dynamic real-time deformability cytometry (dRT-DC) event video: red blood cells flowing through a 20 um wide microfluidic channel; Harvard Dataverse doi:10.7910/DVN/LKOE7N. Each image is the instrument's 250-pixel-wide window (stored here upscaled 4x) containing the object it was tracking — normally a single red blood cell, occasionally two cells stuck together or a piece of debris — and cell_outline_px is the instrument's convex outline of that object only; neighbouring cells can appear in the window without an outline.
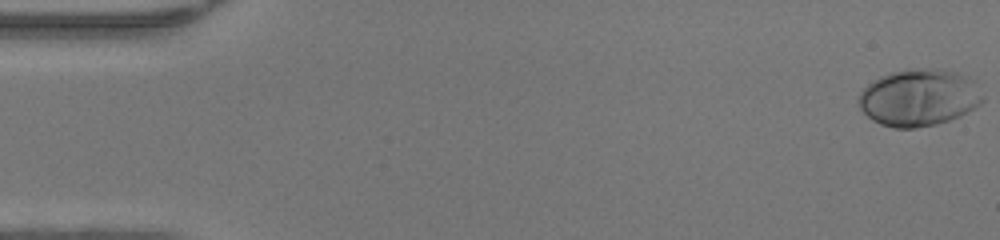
{"species": "human", "species_latin": "Homo sapiens", "temperature_condition": "warm", "stored_images_in_passage": 49, "camera_frame_rate_fps": 3000, "um_per_image_px": 0.085, "donor": {"sex": "female"}, "frame": {"image": 1, "passage_image": 1, "time_ms": 0.0, "image_size_px": [1000, 240], "cell_outline_px": [[984, 100], [980, 104], [960, 116], [936, 124], [916, 128], [896, 128], [880, 124], [872, 120], [860, 108], [856, 100], [860, 92], [872, 80], [880, 76], [892, 72], [920, 68], [940, 68], [956, 72], [976, 80], [984, 96]], "centroid_in_image_um": [78.13, 8.28], "position_along_channel_um": 6.9, "area_um2": 41.56}}
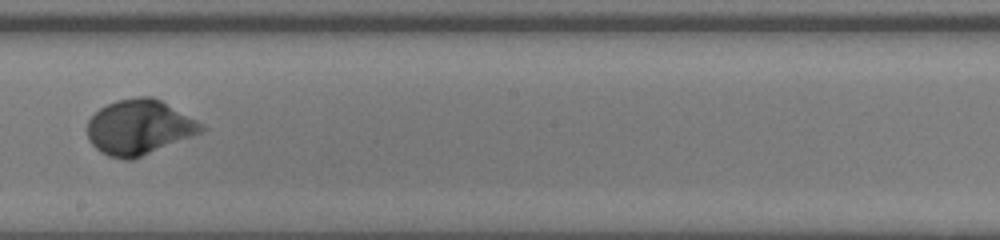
{"frame": {"image": 2, "passage_image": 28, "time_ms": 9.0, "image_size_px": [1000, 240], "cell_outline_px": [[208, 128], [204, 132], [132, 160], [124, 160], [108, 156], [100, 152], [88, 140], [88, 120], [100, 108], [116, 100], [136, 96], [152, 96], [160, 100], [204, 124]], "centroid_in_image_um": [11.85, 10.82], "position_along_channel_um": 236.3, "area_um2": 36.7}}
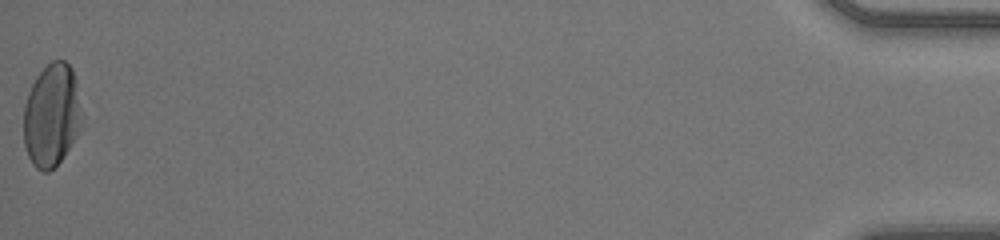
{"frame": {"image": 3, "passage_image": 49, "time_ms": 16.0, "image_size_px": [1000, 240], "cell_outline_px": [[80, 128], [76, 136], [60, 160], [48, 172], [44, 172], [36, 168], [32, 164], [28, 156], [24, 144], [24, 104], [28, 92], [36, 76], [52, 60], [64, 60], [72, 68], [76, 80]], "centroid_in_image_um": [4.34, 9.79], "position_along_channel_um": 430.9, "area_um2": 34.28}, "authors_computed_cell_mechanics": {"area_um2": 34.5066, "velocity_mm_per_s": 4.2765, "shape_relaxation_time_tau1_ms": 2.8722, "shape_relaxation_time_tau2_ms": null, "deformation_change_tau1": 0.185, "deformation_change_tau2": null}}